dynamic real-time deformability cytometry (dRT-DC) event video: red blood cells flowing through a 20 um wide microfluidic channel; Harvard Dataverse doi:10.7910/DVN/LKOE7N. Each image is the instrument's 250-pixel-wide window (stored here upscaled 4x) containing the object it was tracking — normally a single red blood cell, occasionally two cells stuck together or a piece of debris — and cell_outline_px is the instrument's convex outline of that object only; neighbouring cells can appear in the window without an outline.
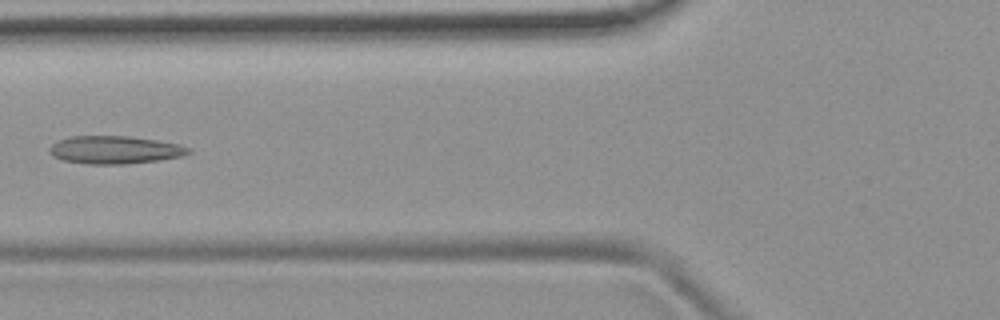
{"species": "common noctule bat (a hibernating species)", "species_latin": "Nyctalus noctula", "temperature_condition": "room temperature", "stored_images_in_passage": 8, "camera_frame_rate_fps": 3000, "um_per_image_px": 0.085, "animal": {"sex": "female", "body_mass_g": 19.9}, "frame": {"image": 1, "passage_image": 5, "time_ms": 5.667, "image_size_px": [1000, 320], "cell_outline_px": [[192, 152], [184, 156], [160, 160], [124, 164], [88, 164], [64, 160], [52, 156], [48, 152], [48, 148], [52, 144], [60, 140], [72, 136], [128, 136], [156, 140], [180, 144], [192, 148]], "centroid_in_image_um": [9.8, 12.74], "position_along_channel_um": 116.0, "area_um2": 22.72}}
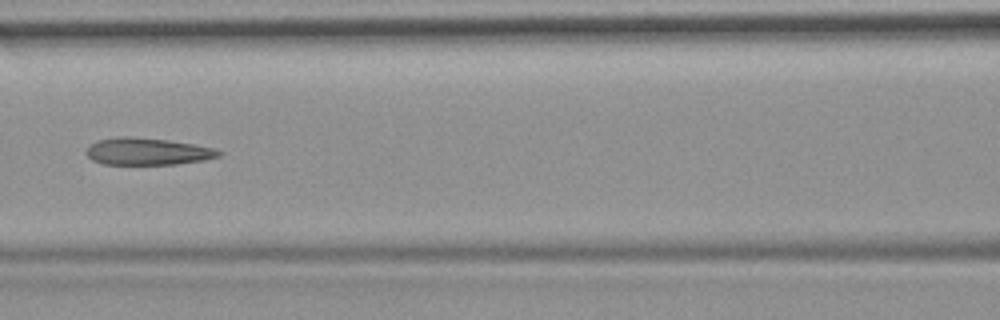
{"frame": {"image": 2, "passage_image": 6, "time_ms": 6.667, "image_size_px": [1000, 320], "cell_outline_px": [[224, 152], [220, 156], [204, 160], [176, 164], [104, 164], [92, 160], [84, 152], [92, 144], [100, 140], [116, 136], [132, 136], [168, 140], [216, 148]], "centroid_in_image_um": [12.56, 12.87], "position_along_channel_um": 154.0, "area_um2": 20.92}}